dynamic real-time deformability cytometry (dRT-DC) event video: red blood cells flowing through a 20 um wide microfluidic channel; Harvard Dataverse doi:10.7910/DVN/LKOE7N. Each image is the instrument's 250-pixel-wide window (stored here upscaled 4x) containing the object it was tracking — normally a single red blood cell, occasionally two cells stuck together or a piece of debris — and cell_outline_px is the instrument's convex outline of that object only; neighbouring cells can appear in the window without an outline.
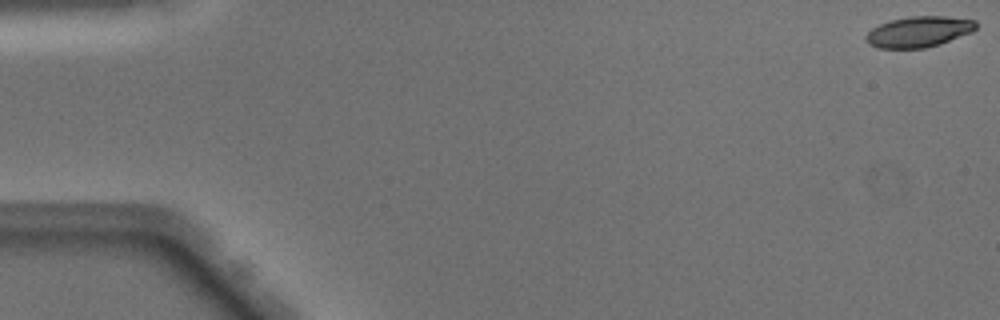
{"species": "Egyptian fruit bat (a non-hibernating species)", "species_latin": "Rousettus aegyptiacus", "temperature_condition": "warm", "stored_images_in_passage": 50, "camera_frame_rate_fps": 3000, "um_per_image_px": 0.085, "animal": {"sex": "male"}, "frame": {"image": 1, "passage_image": 1, "time_ms": 0.0, "image_size_px": [1000, 320], "cell_outline_px": [[976, 28], [972, 32], [940, 44], [924, 48], [880, 48], [868, 44], [864, 36], [872, 28], [880, 24], [892, 20], [908, 16], [944, 16], [976, 20]], "centroid_in_image_um": [78.09, 2.69], "position_along_channel_um": 6.9, "area_um2": 19.71}}
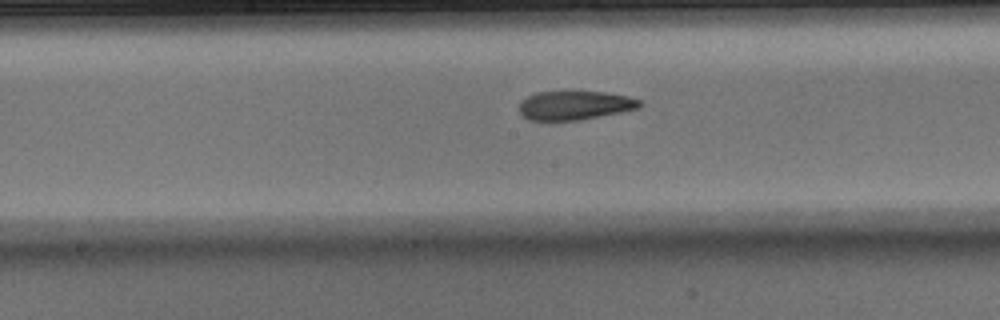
{"frame": {"image": 2, "passage_image": 26, "time_ms": 8.333, "image_size_px": [1000, 320], "cell_outline_px": [[640, 108], [620, 112], [576, 120], [528, 120], [520, 112], [520, 104], [528, 96], [536, 92], [568, 88], [572, 88], [604, 92], [628, 96], [640, 100]], "centroid_in_image_um": [48.84, 8.89], "position_along_channel_um": 199.4, "area_um2": 20.92}}
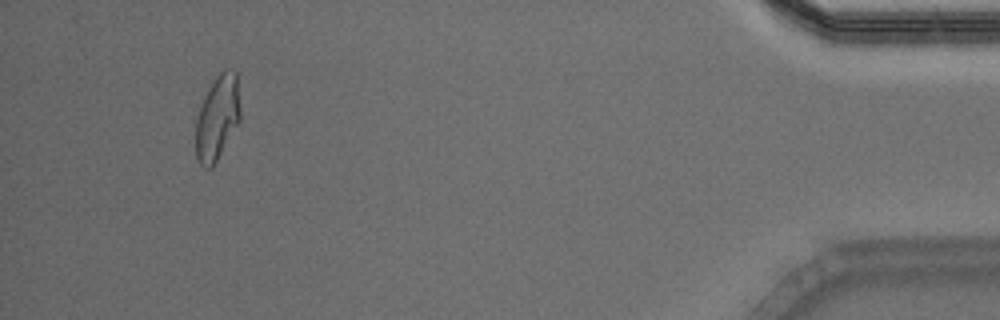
{"frame": {"image": 3, "passage_image": 47, "time_ms": 15.333, "image_size_px": [1000, 320], "cell_outline_px": [[240, 120], [212, 168], [204, 168], [196, 160], [196, 120], [204, 96], [208, 88], [216, 76], [224, 68], [232, 68], [236, 72], [240, 108]], "centroid_in_image_um": [18.47, 9.99], "position_along_channel_um": 416.7, "area_um2": 21.96}, "authors_computed_cell_mechanics": {"area_um2": 21.4727, "velocity_mm_per_s": 4.0874, "shape_relaxation_time_tau1_ms": 7.8279, "shape_relaxation_time_tau2_ms": 2.2156, "deformation_change_tau1": 0.2338, "deformation_change_tau2": 0.0935}}